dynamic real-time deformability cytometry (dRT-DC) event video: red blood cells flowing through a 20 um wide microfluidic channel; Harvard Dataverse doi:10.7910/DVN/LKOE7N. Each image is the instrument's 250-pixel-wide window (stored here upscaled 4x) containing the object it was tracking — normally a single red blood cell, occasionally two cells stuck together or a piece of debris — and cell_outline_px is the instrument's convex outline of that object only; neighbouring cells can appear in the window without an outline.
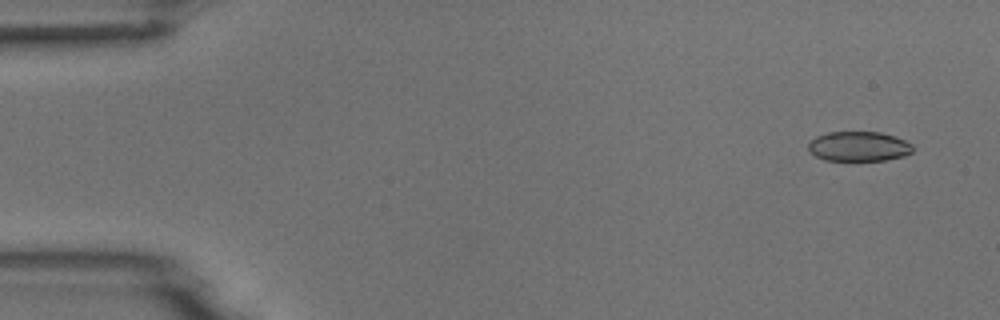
{"species": "common noctule bat (a hibernating species)", "species_latin": "Nyctalus noctula", "temperature_condition": "room temperature", "stored_images_in_passage": 6, "camera_frame_rate_fps": 3000, "um_per_image_px": 0.085, "animal": {"sex": "male", "body_mass_g": 18.8}, "frame": {"image": 1, "passage_image": 1, "time_ms": 0.0, "image_size_px": [1000, 320], "cell_outline_px": [[912, 152], [904, 156], [884, 160], [824, 160], [808, 152], [808, 144], [816, 136], [828, 132], [880, 132], [904, 140], [912, 144]], "centroid_in_image_um": [72.96, 12.44], "position_along_channel_um": 12.0, "area_um2": 18.03}}
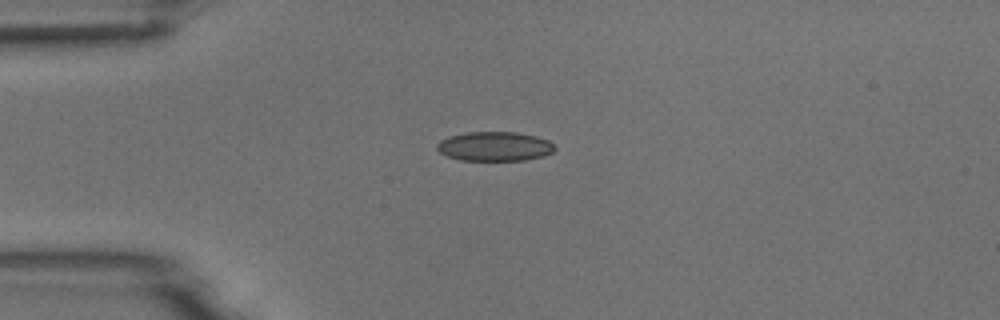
{"frame": {"image": 2, "passage_image": 3, "time_ms": 3.333, "image_size_px": [1000, 320], "cell_outline_px": [[556, 148], [552, 152], [544, 156], [524, 160], [460, 160], [448, 156], [440, 152], [436, 148], [436, 144], [440, 140], [448, 136], [468, 132], [516, 132], [536, 136], [548, 140]], "centroid_in_image_um": [42.03, 12.44], "position_along_channel_um": 43.0, "area_um2": 20.11}}